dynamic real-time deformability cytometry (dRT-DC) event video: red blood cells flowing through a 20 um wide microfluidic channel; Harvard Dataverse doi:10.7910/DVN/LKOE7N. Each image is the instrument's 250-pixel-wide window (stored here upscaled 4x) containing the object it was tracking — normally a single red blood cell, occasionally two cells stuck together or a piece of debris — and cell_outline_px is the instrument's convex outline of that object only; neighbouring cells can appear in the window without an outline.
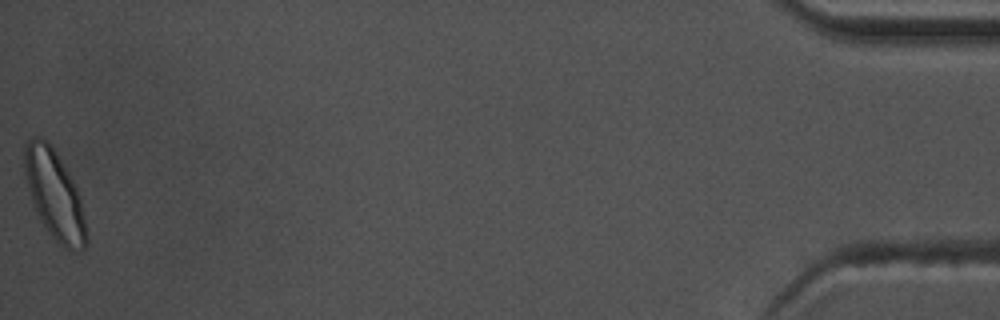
{"species": "common noctule bat (a hibernating species)", "species_latin": "Nyctalus noctula", "temperature_condition": "warm", "stored_images_in_passage": 54, "camera_frame_rate_fps": 3000, "um_per_image_px": 0.085, "animal": {"sex": "male", "body_mass_g": 17.5, "forearm_length_mm": 52.3}, "frame": {"image": 1, "passage_image": 54, "time_ms": 17.667, "image_size_px": [1000, 320], "cell_outline_px": [[88, 240], [84, 248], [68, 248], [60, 244], [48, 232], [40, 220], [32, 204], [24, 176], [24, 148], [28, 140], [32, 136], [40, 136], [52, 148], [68, 172], [80, 196], [88, 236]], "centroid_in_image_um": [4.6, 16.54], "position_along_channel_um": 430.6, "area_um2": 31.62}, "authors_computed_cell_mechanics": {"area_um2": 20.8658, "velocity_mm_per_s": 3.7597, "shape_relaxation_time_tau1_ms": 3.8425, "shape_relaxation_time_tau2_ms": 1.4631, "deformation_change_tau1": 0.1263, "deformation_change_tau2": 0.0616}}